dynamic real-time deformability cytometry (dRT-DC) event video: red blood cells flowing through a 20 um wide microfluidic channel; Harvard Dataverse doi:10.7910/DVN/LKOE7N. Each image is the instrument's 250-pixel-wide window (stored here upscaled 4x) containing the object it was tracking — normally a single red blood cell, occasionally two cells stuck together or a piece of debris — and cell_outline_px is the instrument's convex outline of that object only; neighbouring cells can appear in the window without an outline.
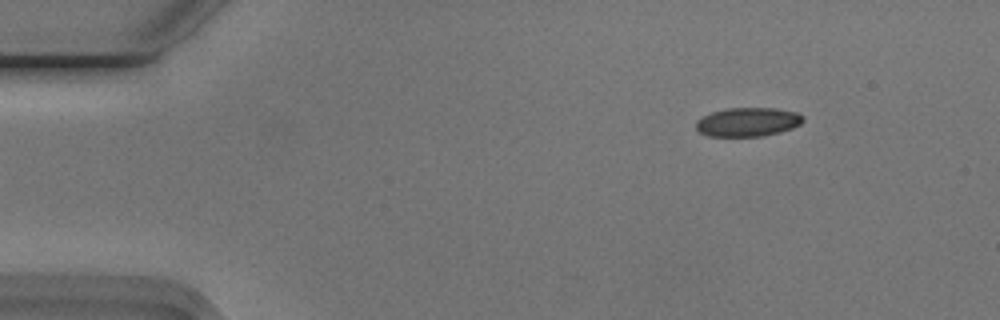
{"species": "Egyptian fruit bat (a non-hibernating species)", "species_latin": "Rousettus aegyptiacus", "temperature_condition": "cold", "stored_images_in_passage": 48, "camera_frame_rate_fps": 3000, "um_per_image_px": 0.085, "animal": {"sex": "male"}, "frame": {"image": 1, "passage_image": 1, "time_ms": 0.0, "image_size_px": [1000, 320], "cell_outline_px": [[804, 120], [800, 124], [792, 128], [780, 132], [764, 136], [708, 136], [700, 132], [696, 128], [696, 120], [712, 112], [728, 108], [776, 108], [796, 112], [804, 116]], "centroid_in_image_um": [63.58, 10.37], "position_along_channel_um": 21.4, "area_um2": 18.03}}
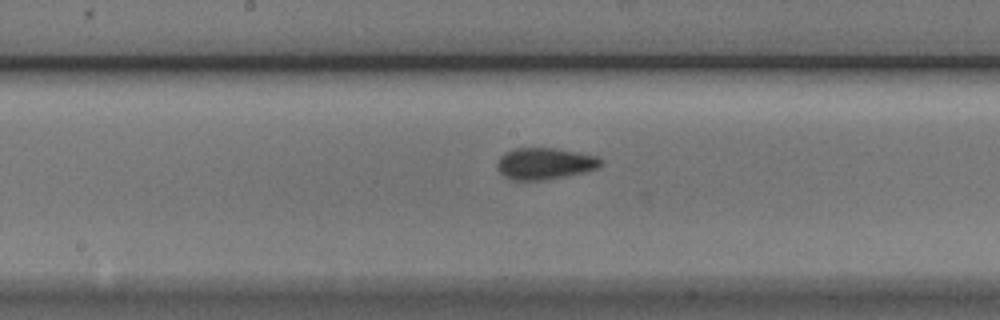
{"frame": {"image": 2, "passage_image": 22, "time_ms": 7.0, "image_size_px": [1000, 320], "cell_outline_px": [[604, 160], [600, 168], [568, 176], [544, 180], [512, 180], [504, 176], [500, 172], [496, 164], [500, 156], [516, 148], [556, 148], [580, 152], [600, 156]], "centroid_in_image_um": [46.38, 13.9], "position_along_channel_um": 201.8, "area_um2": 19.36}}
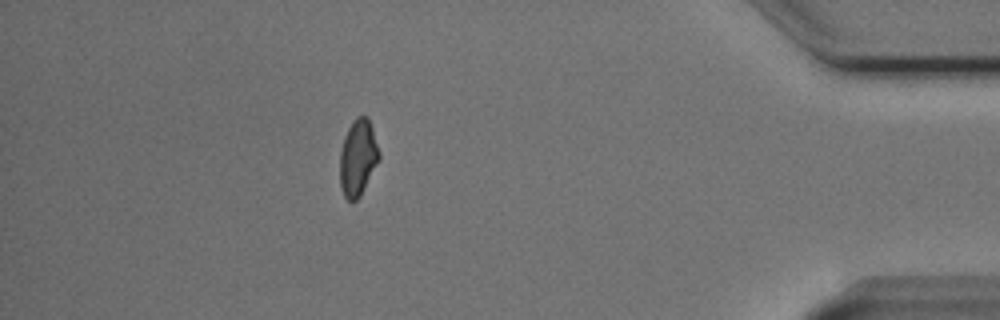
{"frame": {"image": 3, "passage_image": 42, "time_ms": 13.667, "image_size_px": [1000, 320], "cell_outline_px": [[380, 160], [360, 196], [356, 200], [348, 200], [344, 196], [340, 188], [340, 152], [344, 136], [348, 128], [356, 116], [368, 116], [380, 152]], "centroid_in_image_um": [30.43, 13.4], "position_along_channel_um": 404.8, "area_um2": 17.57}, "authors_computed_cell_mechanics": {"area_um2": 18.2359, "velocity_mm_per_s": 3.7656, "shape_relaxation_time_tau1_ms": 3.0419, "shape_relaxation_time_tau2_ms": 2.8306, "deformation_change_tau1": 0.0866, "deformation_change_tau2": 0.0742}}